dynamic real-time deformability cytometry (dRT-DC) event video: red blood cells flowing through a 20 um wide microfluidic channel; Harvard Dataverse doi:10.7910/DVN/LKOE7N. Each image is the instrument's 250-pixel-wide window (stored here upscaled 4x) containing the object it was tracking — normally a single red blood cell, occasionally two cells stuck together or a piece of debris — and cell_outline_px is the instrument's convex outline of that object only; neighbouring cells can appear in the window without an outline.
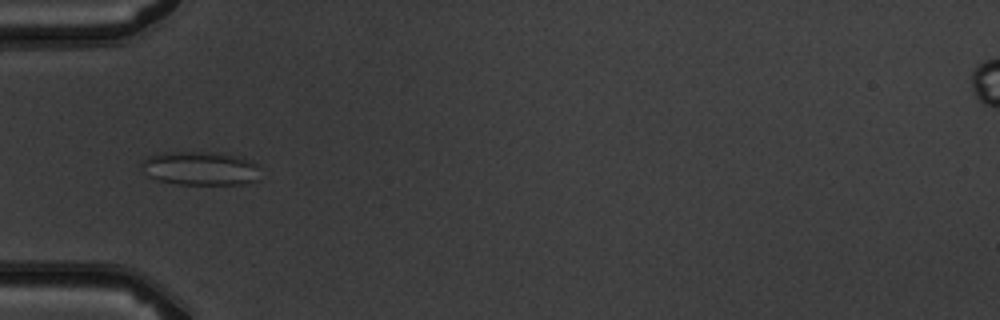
{"species": "common noctule bat (a hibernating species)", "species_latin": "Nyctalus noctula", "temperature_condition": "warm", "stored_images_in_passage": 8, "camera_frame_rate_fps": 3000, "um_per_image_px": 0.085, "animal": {"sex": "male", "body_mass_g": 19.5, "forearm_length_mm": 54.6}, "frame": {"image": 1, "passage_image": 5, "time_ms": 4.667, "image_size_px": [1000, 320], "cell_outline_px": [[260, 180], [244, 184], [180, 184], [156, 180], [148, 176], [140, 164], [148, 156], [164, 152], [212, 152], [236, 156], [252, 160], [256, 164]], "centroid_in_image_um": [17.03, 14.31], "position_along_channel_um": 68.0, "area_um2": 23.41}}
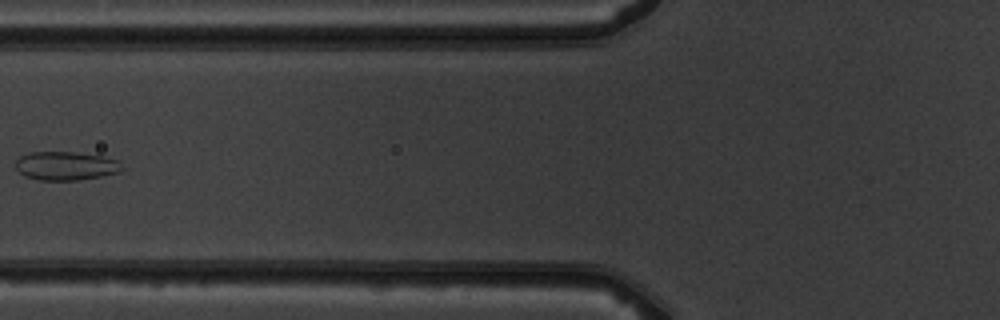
{"frame": {"image": 2, "passage_image": 6, "time_ms": 6.0, "image_size_px": [1000, 320], "cell_outline_px": [[124, 168], [120, 172], [100, 176], [76, 180], [40, 180], [24, 176], [16, 168], [16, 160], [20, 156], [28, 152], [72, 152], [100, 156], [120, 160]], "centroid_in_image_um": [5.6, 14.09], "position_along_channel_um": 120.2, "area_um2": 17.74}}
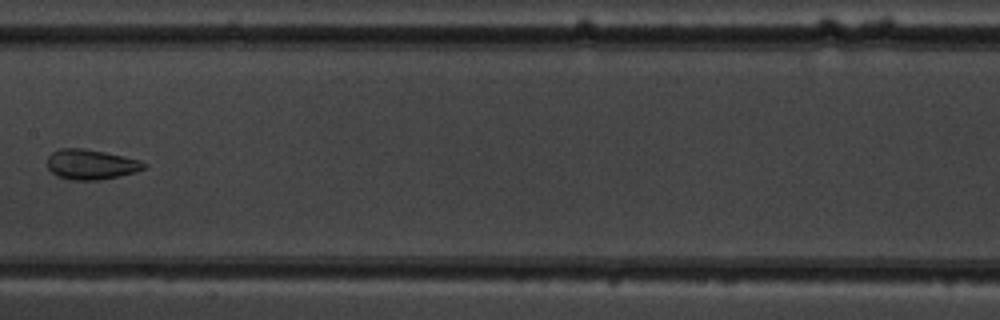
{"frame": {"image": 3, "passage_image": 8, "time_ms": 8.0, "image_size_px": [1000, 320], "cell_outline_px": [[148, 168], [136, 172], [100, 180], [72, 180], [56, 176], [48, 168], [48, 156], [52, 152], [60, 148], [84, 148], [124, 156], [140, 160], [148, 164]], "centroid_in_image_um": [7.76, 13.98], "position_along_channel_um": 199.6, "area_um2": 17.11}}